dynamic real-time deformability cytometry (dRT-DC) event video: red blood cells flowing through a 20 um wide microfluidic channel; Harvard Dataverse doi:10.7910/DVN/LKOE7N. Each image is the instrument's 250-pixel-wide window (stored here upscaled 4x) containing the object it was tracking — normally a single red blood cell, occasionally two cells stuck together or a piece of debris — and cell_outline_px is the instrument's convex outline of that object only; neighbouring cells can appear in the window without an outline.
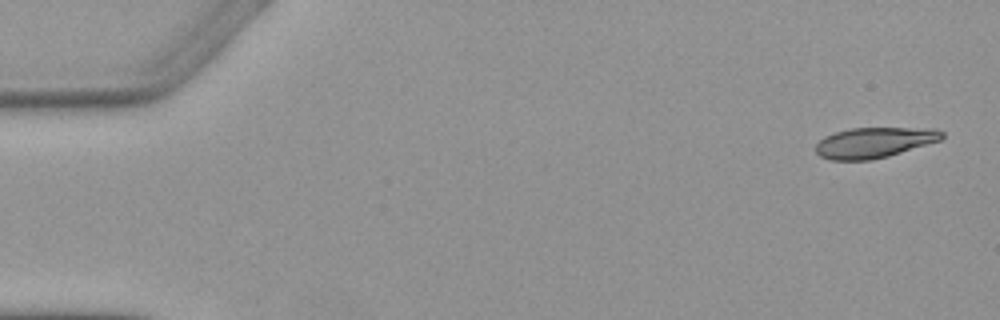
{"species": "Egyptian fruit bat (a non-hibernating species)", "species_latin": "Rousettus aegyptiacus", "temperature_condition": "warm", "stored_images_in_passage": 4, "camera_frame_rate_fps": 3000, "um_per_image_px": 0.085, "animal": {"sex": "female"}, "frame": {"image": 1, "passage_image": 1, "time_ms": 0.0, "image_size_px": [1000, 320], "cell_outline_px": [[944, 136], [940, 140], [888, 156], [872, 160], [828, 160], [820, 156], [816, 152], [816, 144], [824, 136], [836, 132], [852, 128], [936, 128], [944, 132]], "centroid_in_image_um": [74.3, 12.11], "position_along_channel_um": 10.7, "area_um2": 22.37}}